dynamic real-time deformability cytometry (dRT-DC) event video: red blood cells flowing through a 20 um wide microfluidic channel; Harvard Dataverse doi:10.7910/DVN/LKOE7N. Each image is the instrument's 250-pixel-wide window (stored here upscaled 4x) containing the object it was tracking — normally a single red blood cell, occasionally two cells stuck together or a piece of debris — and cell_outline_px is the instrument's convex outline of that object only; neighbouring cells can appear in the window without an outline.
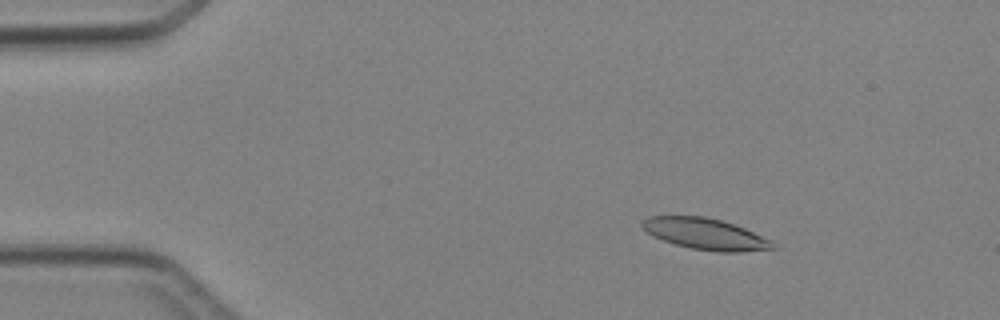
{"species": "Egyptian fruit bat (a non-hibernating species)", "species_latin": "Rousettus aegyptiacus", "temperature_condition": "cold", "stored_images_in_passage": 4, "camera_frame_rate_fps": 3000, "um_per_image_px": 0.085, "animal": {"sex": "female"}, "frame": {"image": 1, "passage_image": 2, "time_ms": 1.333, "image_size_px": [1000, 320], "cell_outline_px": [[776, 248], [740, 252], [720, 252], [692, 248], [676, 244], [652, 236], [640, 224], [640, 220], [648, 216], [704, 216], [720, 220], [744, 228], [772, 240]], "centroid_in_image_um": [59.94, 19.88], "position_along_channel_um": 25.1, "area_um2": 23.58}}
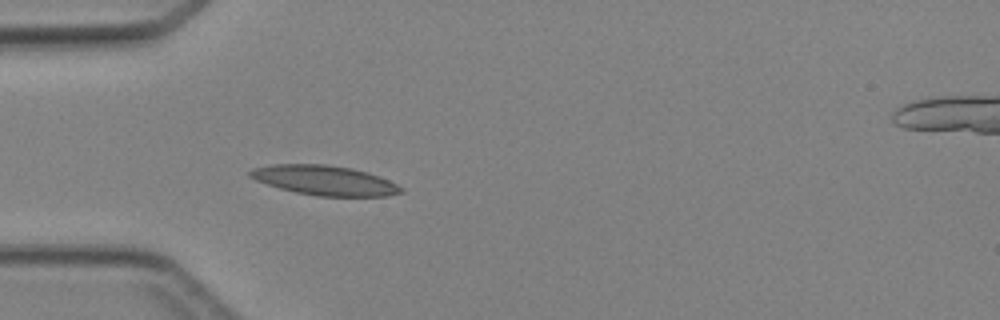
{"frame": {"image": 2, "passage_image": 4, "time_ms": 3.667, "image_size_px": [1000, 320], "cell_outline_px": [[404, 192], [388, 196], [320, 196], [296, 192], [280, 188], [256, 180], [248, 176], [248, 172], [252, 168], [272, 164], [324, 164], [352, 168], [368, 172], [388, 180], [404, 188]], "centroid_in_image_um": [27.6, 15.32], "position_along_channel_um": 57.4, "area_um2": 26.07}}